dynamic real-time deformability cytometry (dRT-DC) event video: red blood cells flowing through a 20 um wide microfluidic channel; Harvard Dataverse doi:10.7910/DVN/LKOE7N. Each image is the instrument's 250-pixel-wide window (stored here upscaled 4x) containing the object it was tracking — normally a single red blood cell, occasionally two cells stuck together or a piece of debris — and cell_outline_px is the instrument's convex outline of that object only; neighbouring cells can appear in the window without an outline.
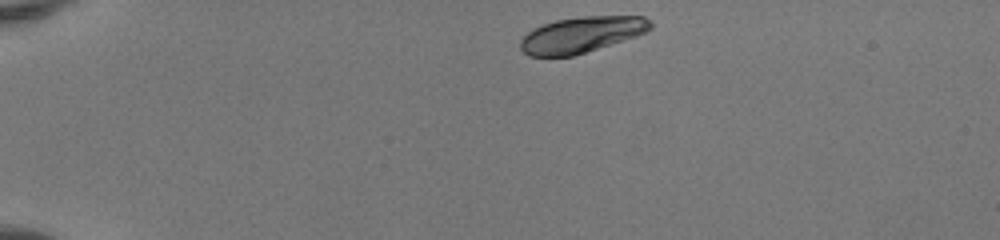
{"species": "human", "species_latin": "Homo sapiens", "temperature_condition": "room temperature", "stored_images_in_passage": 40, "camera_frame_rate_fps": 3000, "um_per_image_px": 0.085, "donor": {"sex": "female"}, "frame": {"image": 1, "passage_image": 1, "time_ms": 0.0, "image_size_px": [1000, 240], "cell_outline_px": [[652, 28], [648, 32], [636, 36], [572, 56], [528, 56], [520, 48], [520, 40], [532, 28], [556, 20], [580, 16], [644, 16], [652, 20]], "centroid_in_image_um": [49.44, 2.93], "position_along_channel_um": 35.6, "area_um2": 27.22}}
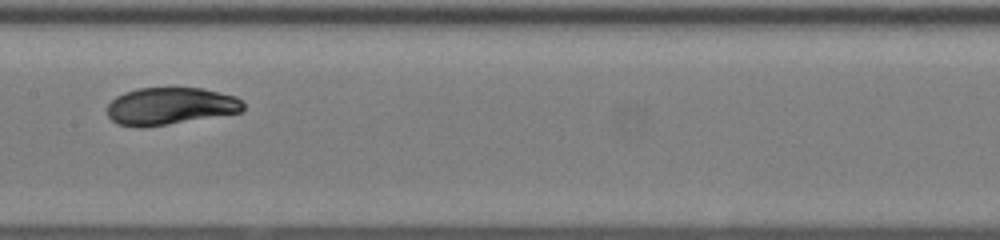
{"frame": {"image": 2, "passage_image": 18, "time_ms": 5.667, "image_size_px": [1000, 240], "cell_outline_px": [[244, 108], [240, 112], [168, 124], [136, 128], [116, 124], [108, 116], [108, 104], [116, 96], [124, 92], [136, 88], [200, 88], [236, 96], [244, 104]], "centroid_in_image_um": [14.42, 9.02], "position_along_channel_um": 193.0, "area_um2": 29.42}}
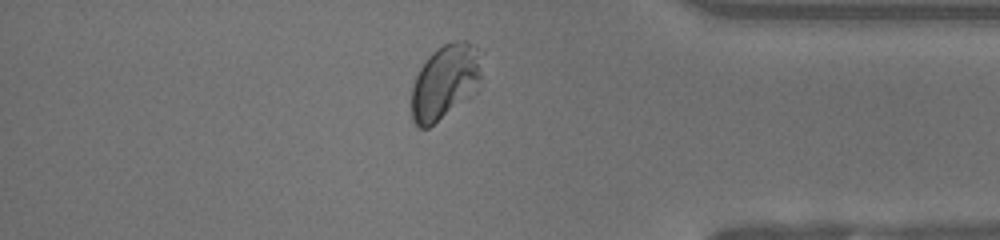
{"frame": {"image": 3, "passage_image": 34, "time_ms": 11.0, "image_size_px": [1000, 240], "cell_outline_px": [[484, 52], [480, 80], [476, 92], [428, 128], [420, 128], [412, 120], [412, 88], [416, 76], [420, 68], [428, 56], [436, 48], [452, 40], [468, 40], [476, 44]], "centroid_in_image_um": [37.89, 6.88], "position_along_channel_um": 397.3, "area_um2": 31.15}, "authors_computed_cell_mechanics": {"area_um2": 30.0849, "velocity_mm_per_s": 4.1243, "shape_relaxation_time_tau1_ms": 2.8351, "shape_relaxation_time_tau2_ms": null, "deformation_change_tau1": 0.133, "deformation_change_tau2": null}}